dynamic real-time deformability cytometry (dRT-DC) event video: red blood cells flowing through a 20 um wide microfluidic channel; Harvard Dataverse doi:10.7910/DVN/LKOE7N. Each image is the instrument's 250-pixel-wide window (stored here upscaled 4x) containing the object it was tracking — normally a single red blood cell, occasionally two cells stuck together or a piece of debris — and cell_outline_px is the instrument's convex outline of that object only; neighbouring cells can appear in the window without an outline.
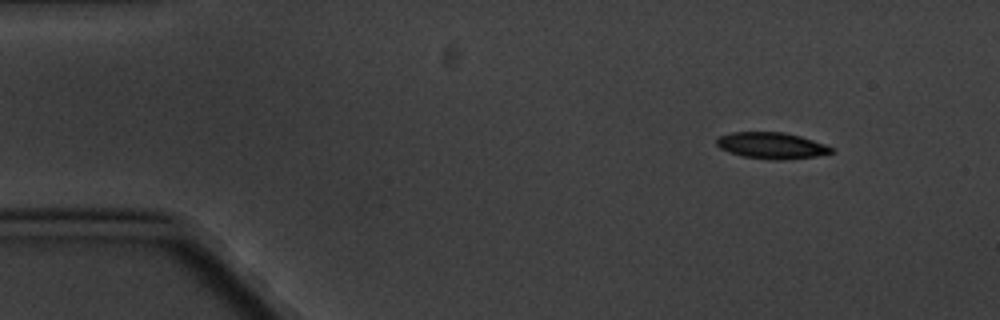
{"species": "common noctule bat (a hibernating species)", "species_latin": "Nyctalus noctula", "temperature_condition": "cold", "stored_images_in_passage": 4, "camera_frame_rate_fps": 3000, "um_per_image_px": 0.085, "animal": {"sex": "male", "body_mass_g": 20.1, "forearm_length_mm": 53.5}, "frame": {"image": 1, "passage_image": 1, "time_ms": 0.0, "image_size_px": [1000, 320], "cell_outline_px": [[832, 152], [816, 156], [780, 160], [772, 160], [744, 156], [728, 152], [720, 148], [716, 144], [716, 140], [720, 136], [732, 132], [784, 132], [800, 136], [824, 144], [832, 148]], "centroid_in_image_um": [65.55, 12.37], "position_along_channel_um": 19.5, "area_um2": 17.4}}
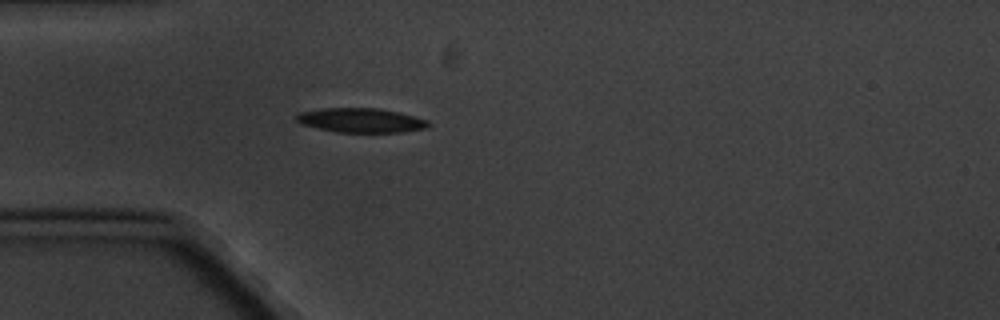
{"frame": {"image": 2, "passage_image": 4, "time_ms": 3.333, "image_size_px": [1000, 320], "cell_outline_px": [[428, 128], [404, 132], [336, 132], [300, 124], [296, 120], [296, 116], [300, 112], [320, 108], [380, 108], [400, 112], [428, 120]], "centroid_in_image_um": [30.68, 10.22], "position_along_channel_um": 54.3, "area_um2": 18.84}}